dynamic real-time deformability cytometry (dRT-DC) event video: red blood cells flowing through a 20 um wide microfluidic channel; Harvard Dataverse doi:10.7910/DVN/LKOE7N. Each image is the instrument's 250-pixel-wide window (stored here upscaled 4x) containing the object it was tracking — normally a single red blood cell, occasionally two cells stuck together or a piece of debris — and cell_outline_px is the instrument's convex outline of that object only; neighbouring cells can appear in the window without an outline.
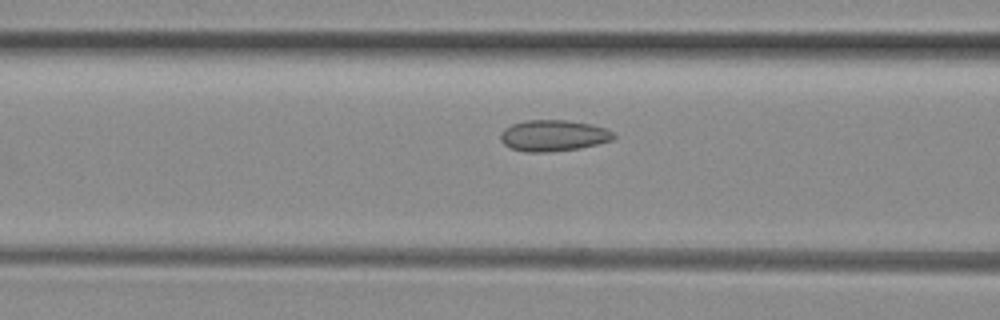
{"species": "common noctule bat (a hibernating species)", "species_latin": "Nyctalus noctula", "temperature_condition": "room temperature", "stored_images_in_passage": 8, "camera_frame_rate_fps": 3000, "um_per_image_px": 0.085, "animal": {"sex": "female", "body_mass_g": 29.2, "forearm_length_mm": 56.3}, "frame": {"image": 1, "passage_image": 6, "time_ms": 1.667, "image_size_px": [1000, 320], "cell_outline_px": [[616, 136], [612, 140], [580, 148], [548, 152], [524, 152], [512, 148], [504, 144], [500, 140], [500, 132], [504, 128], [512, 124], [528, 120], [568, 120], [592, 124], [604, 128], [612, 132]], "centroid_in_image_um": [47.01, 11.52], "position_along_channel_um": 119.6, "area_um2": 20.58}}